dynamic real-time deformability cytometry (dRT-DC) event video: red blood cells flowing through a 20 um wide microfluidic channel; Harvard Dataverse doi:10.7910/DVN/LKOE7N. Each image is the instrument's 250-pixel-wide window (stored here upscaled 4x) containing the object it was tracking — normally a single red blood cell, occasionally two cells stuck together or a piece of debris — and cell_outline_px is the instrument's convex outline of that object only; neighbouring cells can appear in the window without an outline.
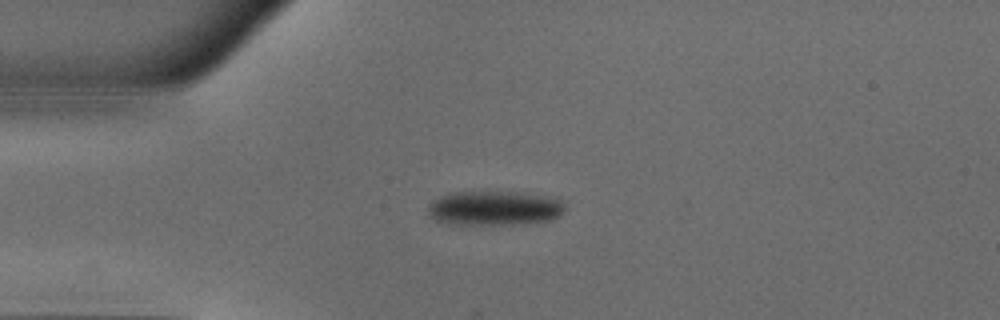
{"species": "common noctule bat (a hibernating species)", "species_latin": "Nyctalus noctula", "temperature_condition": "warm", "stored_images_in_passage": 39, "camera_frame_rate_fps": 3000, "um_per_image_px": 0.085, "animal": {"sex": "male", "body_mass_g": 18.8}, "frame": {"image": 1, "passage_image": 1, "time_ms": 0.0, "image_size_px": [1000, 320], "cell_outline_px": [[568, 208], [560, 216], [552, 220], [512, 224], [448, 224], [436, 220], [428, 216], [428, 204], [432, 200], [448, 192], [524, 192], [556, 196]], "centroid_in_image_um": [42.07, 17.68], "position_along_channel_um": 42.9, "area_um2": 28.15}}
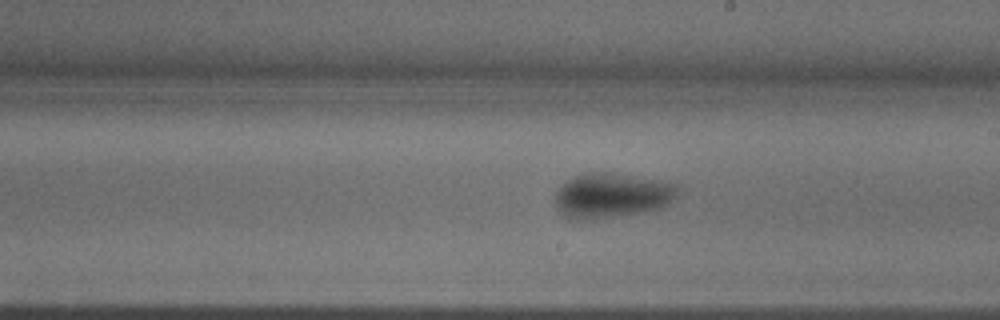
{"frame": {"image": 2, "passage_image": 17, "time_ms": 5.333, "image_size_px": [1000, 320], "cell_outline_px": [[680, 184], [676, 192], [668, 204], [656, 208], [640, 212], [588, 220], [576, 220], [564, 216], [556, 204], [556, 192], [568, 180], [576, 176], [588, 172], [608, 172], [660, 180]], "centroid_in_image_um": [51.99, 16.6], "position_along_channel_um": 237.0, "area_um2": 31.5}}
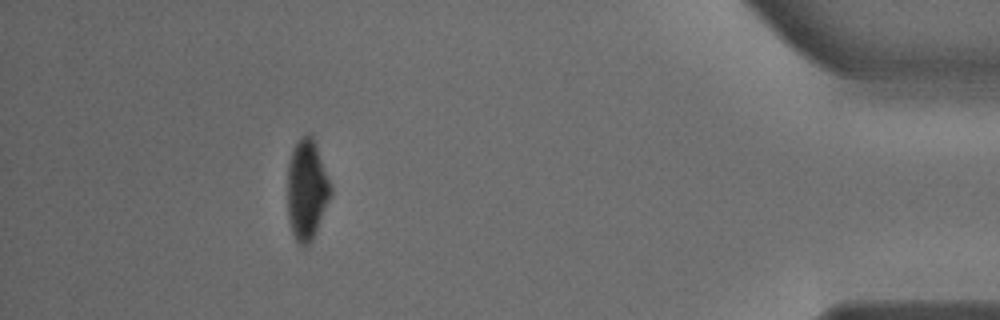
{"frame": {"image": 3, "passage_image": 34, "time_ms": 11.0, "image_size_px": [1000, 320], "cell_outline_px": [[332, 192], [316, 232], [312, 240], [308, 244], [296, 244], [288, 220], [288, 164], [292, 148], [300, 136], [308, 132], [312, 132], [332, 184]], "centroid_in_image_um": [26.09, 16.05], "position_along_channel_um": 409.1, "area_um2": 25.78}, "authors_computed_cell_mechanics": {"area_um2": 29.9404, "velocity_mm_per_s": 4.0108, "shape_relaxation_time_tau1_ms": 4.4787, "shape_relaxation_time_tau2_ms": 4.7404, "deformation_change_tau1": 0.1493, "deformation_change_tau2": 0.0586}}